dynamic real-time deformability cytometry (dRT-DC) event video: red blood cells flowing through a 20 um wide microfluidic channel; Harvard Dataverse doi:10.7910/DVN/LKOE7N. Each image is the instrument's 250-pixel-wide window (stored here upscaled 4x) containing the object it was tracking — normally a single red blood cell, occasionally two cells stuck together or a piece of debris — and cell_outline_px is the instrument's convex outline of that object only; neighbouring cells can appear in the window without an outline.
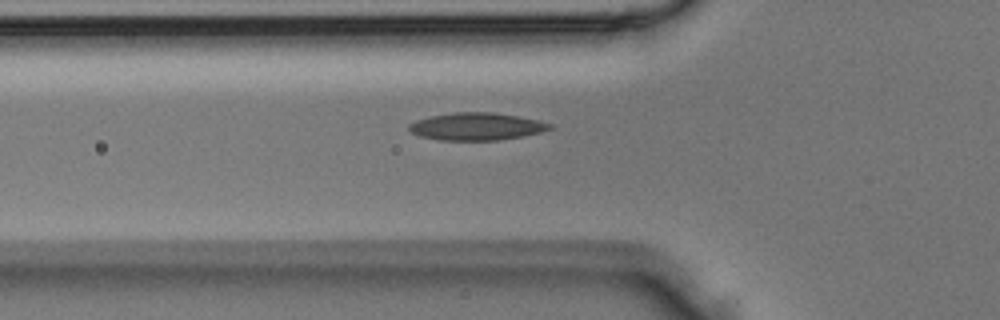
{"species": "Egyptian fruit bat (a non-hibernating species)", "species_latin": "Rousettus aegyptiacus", "temperature_condition": "room temperature", "stored_images_in_passage": 5, "camera_frame_rate_fps": 3000, "um_per_image_px": 0.085, "animal": {"sex": "male"}, "frame": {"image": 1, "passage_image": 5, "time_ms": 1.333, "image_size_px": [1000, 320], "cell_outline_px": [[552, 128], [540, 132], [524, 136], [500, 140], [440, 140], [420, 136], [412, 132], [408, 128], [408, 124], [416, 120], [428, 116], [452, 112], [492, 112], [516, 116], [536, 120], [552, 124]], "centroid_in_image_um": [40.46, 10.75], "position_along_channel_um": 85.3, "area_um2": 22.48}}